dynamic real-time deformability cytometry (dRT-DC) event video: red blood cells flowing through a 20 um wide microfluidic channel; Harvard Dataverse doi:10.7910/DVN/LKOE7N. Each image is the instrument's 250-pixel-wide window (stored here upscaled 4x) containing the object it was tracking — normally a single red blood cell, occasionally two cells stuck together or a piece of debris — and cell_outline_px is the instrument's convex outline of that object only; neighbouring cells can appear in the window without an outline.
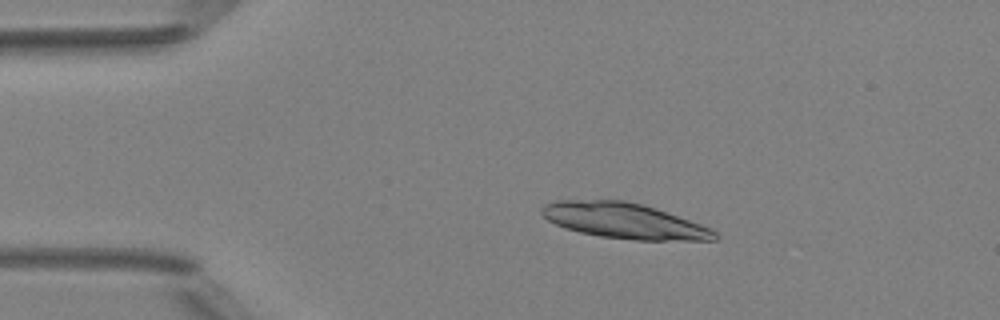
{"species": "Egyptian fruit bat (a non-hibernating species)", "species_latin": "Rousettus aegyptiacus", "temperature_condition": "room temperature", "stored_images_in_passage": 3, "camera_frame_rate_fps": 3000, "um_per_image_px": 0.085, "animal": {"sex": "female"}, "frame": {"image": 1, "passage_image": 2, "time_ms": 1.333, "image_size_px": [1000, 320], "cell_outline_px": [[720, 240], [636, 240], [600, 236], [580, 232], [556, 224], [548, 220], [540, 212], [540, 208], [544, 204], [556, 200], [624, 200], [644, 204], [656, 208], [712, 228], [720, 236]], "centroid_in_image_um": [53.08, 18.76], "position_along_channel_um": 31.9, "area_um2": 35.84}}